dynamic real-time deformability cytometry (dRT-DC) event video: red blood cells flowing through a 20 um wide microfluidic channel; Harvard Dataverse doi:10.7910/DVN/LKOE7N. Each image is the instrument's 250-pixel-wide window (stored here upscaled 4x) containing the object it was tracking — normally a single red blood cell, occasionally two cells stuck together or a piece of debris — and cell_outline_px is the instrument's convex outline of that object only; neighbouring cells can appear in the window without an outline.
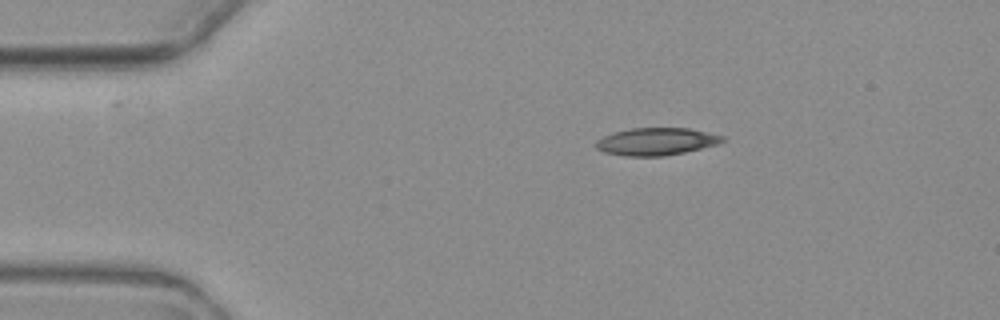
{"species": "common noctule bat (a hibernating species)", "species_latin": "Nyctalus noctula", "temperature_condition": "warm", "stored_images_in_passage": 5, "camera_frame_rate_fps": 3000, "um_per_image_px": 0.085, "animal": {"sex": "female", "body_mass_g": 19.3, "forearm_length_mm": 54.1}, "frame": {"image": 1, "passage_image": 2, "time_ms": 1.333, "image_size_px": [1000, 320], "cell_outline_px": [[728, 140], [716, 144], [684, 152], [664, 156], [624, 156], [604, 152], [596, 148], [596, 140], [604, 136], [616, 132], [632, 128], [688, 128], [724, 136]], "centroid_in_image_um": [55.79, 12.03], "position_along_channel_um": 29.2, "area_um2": 20.06}}
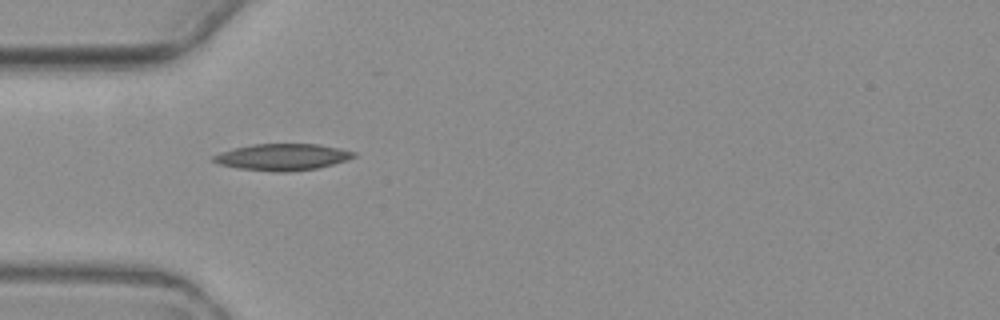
{"frame": {"image": 2, "passage_image": 4, "time_ms": 3.667, "image_size_px": [1000, 320], "cell_outline_px": [[356, 156], [332, 164], [316, 168], [284, 172], [280, 172], [240, 168], [220, 164], [212, 160], [212, 156], [220, 152], [252, 144], [320, 144], [340, 148], [356, 152]], "centroid_in_image_um": [24.02, 13.33], "position_along_channel_um": 61.0, "area_um2": 21.39}}
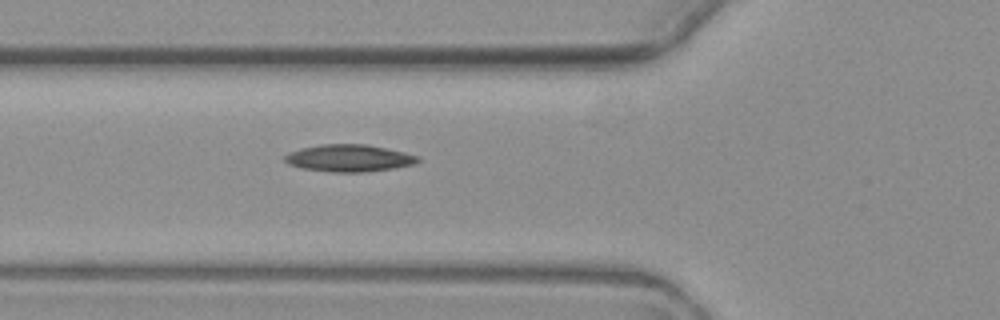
{"frame": {"image": 3, "passage_image": 5, "time_ms": 4.667, "image_size_px": [1000, 320], "cell_outline_px": [[420, 160], [412, 164], [392, 168], [360, 172], [332, 172], [304, 168], [288, 164], [284, 160], [284, 156], [288, 152], [300, 148], [320, 144], [364, 144], [404, 152], [416, 156]], "centroid_in_image_um": [29.59, 13.43], "position_along_channel_um": 96.2, "area_um2": 20.69}}